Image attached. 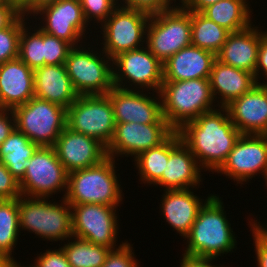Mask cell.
Returning <instances> with one entry per match:
<instances>
[{
	"mask_svg": "<svg viewBox=\"0 0 267 267\" xmlns=\"http://www.w3.org/2000/svg\"><path fill=\"white\" fill-rule=\"evenodd\" d=\"M177 132L196 157L199 166L212 173L226 161L241 136L226 107L201 114L193 121L186 122Z\"/></svg>",
	"mask_w": 267,
	"mask_h": 267,
	"instance_id": "1",
	"label": "cell"
},
{
	"mask_svg": "<svg viewBox=\"0 0 267 267\" xmlns=\"http://www.w3.org/2000/svg\"><path fill=\"white\" fill-rule=\"evenodd\" d=\"M224 207L216 194L204 203L190 233L185 237L187 245L183 255L217 259L221 254L233 252L237 241Z\"/></svg>",
	"mask_w": 267,
	"mask_h": 267,
	"instance_id": "2",
	"label": "cell"
},
{
	"mask_svg": "<svg viewBox=\"0 0 267 267\" xmlns=\"http://www.w3.org/2000/svg\"><path fill=\"white\" fill-rule=\"evenodd\" d=\"M160 96L162 115L174 131L218 106L209 79L163 81Z\"/></svg>",
	"mask_w": 267,
	"mask_h": 267,
	"instance_id": "3",
	"label": "cell"
},
{
	"mask_svg": "<svg viewBox=\"0 0 267 267\" xmlns=\"http://www.w3.org/2000/svg\"><path fill=\"white\" fill-rule=\"evenodd\" d=\"M115 161L107 157L97 165L69 173L64 199L70 205L94 203L119 206L124 193L115 171Z\"/></svg>",
	"mask_w": 267,
	"mask_h": 267,
	"instance_id": "4",
	"label": "cell"
},
{
	"mask_svg": "<svg viewBox=\"0 0 267 267\" xmlns=\"http://www.w3.org/2000/svg\"><path fill=\"white\" fill-rule=\"evenodd\" d=\"M50 198H18L19 229L43 240L66 241L73 236L71 205L62 197L60 204Z\"/></svg>",
	"mask_w": 267,
	"mask_h": 267,
	"instance_id": "5",
	"label": "cell"
},
{
	"mask_svg": "<svg viewBox=\"0 0 267 267\" xmlns=\"http://www.w3.org/2000/svg\"><path fill=\"white\" fill-rule=\"evenodd\" d=\"M145 45L162 64L182 48L190 46L191 11L177 3L168 10L152 14Z\"/></svg>",
	"mask_w": 267,
	"mask_h": 267,
	"instance_id": "6",
	"label": "cell"
},
{
	"mask_svg": "<svg viewBox=\"0 0 267 267\" xmlns=\"http://www.w3.org/2000/svg\"><path fill=\"white\" fill-rule=\"evenodd\" d=\"M87 48L79 45L70 50L66 71L79 95H106L114 87L113 60L101 48L100 54L91 45Z\"/></svg>",
	"mask_w": 267,
	"mask_h": 267,
	"instance_id": "7",
	"label": "cell"
},
{
	"mask_svg": "<svg viewBox=\"0 0 267 267\" xmlns=\"http://www.w3.org/2000/svg\"><path fill=\"white\" fill-rule=\"evenodd\" d=\"M13 111L16 128L40 147H54L66 128L67 109L35 96Z\"/></svg>",
	"mask_w": 267,
	"mask_h": 267,
	"instance_id": "8",
	"label": "cell"
},
{
	"mask_svg": "<svg viewBox=\"0 0 267 267\" xmlns=\"http://www.w3.org/2000/svg\"><path fill=\"white\" fill-rule=\"evenodd\" d=\"M115 125L113 106L107 95H79L67 109L66 127L100 141L106 148Z\"/></svg>",
	"mask_w": 267,
	"mask_h": 267,
	"instance_id": "9",
	"label": "cell"
},
{
	"mask_svg": "<svg viewBox=\"0 0 267 267\" xmlns=\"http://www.w3.org/2000/svg\"><path fill=\"white\" fill-rule=\"evenodd\" d=\"M151 15L136 9L118 6L99 27L102 51L112 60L121 53L143 47Z\"/></svg>",
	"mask_w": 267,
	"mask_h": 267,
	"instance_id": "10",
	"label": "cell"
},
{
	"mask_svg": "<svg viewBox=\"0 0 267 267\" xmlns=\"http://www.w3.org/2000/svg\"><path fill=\"white\" fill-rule=\"evenodd\" d=\"M162 83L163 64L146 45L121 53L113 59V84L115 87L134 90L140 88V90L145 89L147 92L152 90L157 93L160 92Z\"/></svg>",
	"mask_w": 267,
	"mask_h": 267,
	"instance_id": "11",
	"label": "cell"
},
{
	"mask_svg": "<svg viewBox=\"0 0 267 267\" xmlns=\"http://www.w3.org/2000/svg\"><path fill=\"white\" fill-rule=\"evenodd\" d=\"M68 173L54 147H38L30 158L24 177L19 181L22 196L49 198L67 191Z\"/></svg>",
	"mask_w": 267,
	"mask_h": 267,
	"instance_id": "12",
	"label": "cell"
},
{
	"mask_svg": "<svg viewBox=\"0 0 267 267\" xmlns=\"http://www.w3.org/2000/svg\"><path fill=\"white\" fill-rule=\"evenodd\" d=\"M117 207L94 203L71 205L73 236L112 250L120 248L126 241L117 247Z\"/></svg>",
	"mask_w": 267,
	"mask_h": 267,
	"instance_id": "13",
	"label": "cell"
},
{
	"mask_svg": "<svg viewBox=\"0 0 267 267\" xmlns=\"http://www.w3.org/2000/svg\"><path fill=\"white\" fill-rule=\"evenodd\" d=\"M237 184L249 182V179L267 176V135L241 134L230 151L226 161L216 171Z\"/></svg>",
	"mask_w": 267,
	"mask_h": 267,
	"instance_id": "14",
	"label": "cell"
},
{
	"mask_svg": "<svg viewBox=\"0 0 267 267\" xmlns=\"http://www.w3.org/2000/svg\"><path fill=\"white\" fill-rule=\"evenodd\" d=\"M35 15L43 17L42 24L38 27L40 30L68 42L73 47L82 45L80 43H84L82 41L87 37L85 33L89 28L80 0H58L40 8L33 18H36Z\"/></svg>",
	"mask_w": 267,
	"mask_h": 267,
	"instance_id": "15",
	"label": "cell"
},
{
	"mask_svg": "<svg viewBox=\"0 0 267 267\" xmlns=\"http://www.w3.org/2000/svg\"><path fill=\"white\" fill-rule=\"evenodd\" d=\"M174 130L168 123H116L111 142L107 146V156L124 158L134 156L163 143Z\"/></svg>",
	"mask_w": 267,
	"mask_h": 267,
	"instance_id": "16",
	"label": "cell"
},
{
	"mask_svg": "<svg viewBox=\"0 0 267 267\" xmlns=\"http://www.w3.org/2000/svg\"><path fill=\"white\" fill-rule=\"evenodd\" d=\"M145 91L113 87L106 95L110 98L116 123H167L162 115L160 92L155 97Z\"/></svg>",
	"mask_w": 267,
	"mask_h": 267,
	"instance_id": "17",
	"label": "cell"
},
{
	"mask_svg": "<svg viewBox=\"0 0 267 267\" xmlns=\"http://www.w3.org/2000/svg\"><path fill=\"white\" fill-rule=\"evenodd\" d=\"M54 148L68 174L97 165L108 157L100 141L68 127L60 133Z\"/></svg>",
	"mask_w": 267,
	"mask_h": 267,
	"instance_id": "18",
	"label": "cell"
},
{
	"mask_svg": "<svg viewBox=\"0 0 267 267\" xmlns=\"http://www.w3.org/2000/svg\"><path fill=\"white\" fill-rule=\"evenodd\" d=\"M203 170L196 157L182 142L177 131L170 135V155L161 179L155 184L164 190L194 189L202 183Z\"/></svg>",
	"mask_w": 267,
	"mask_h": 267,
	"instance_id": "19",
	"label": "cell"
},
{
	"mask_svg": "<svg viewBox=\"0 0 267 267\" xmlns=\"http://www.w3.org/2000/svg\"><path fill=\"white\" fill-rule=\"evenodd\" d=\"M226 108L241 134L267 135V85L256 84Z\"/></svg>",
	"mask_w": 267,
	"mask_h": 267,
	"instance_id": "20",
	"label": "cell"
},
{
	"mask_svg": "<svg viewBox=\"0 0 267 267\" xmlns=\"http://www.w3.org/2000/svg\"><path fill=\"white\" fill-rule=\"evenodd\" d=\"M34 95V70L16 58L0 64V109H14Z\"/></svg>",
	"mask_w": 267,
	"mask_h": 267,
	"instance_id": "21",
	"label": "cell"
},
{
	"mask_svg": "<svg viewBox=\"0 0 267 267\" xmlns=\"http://www.w3.org/2000/svg\"><path fill=\"white\" fill-rule=\"evenodd\" d=\"M192 189L164 190L162 195L160 211L166 222L185 238L195 222L200 208L213 195L205 199L194 195ZM203 200V201H202Z\"/></svg>",
	"mask_w": 267,
	"mask_h": 267,
	"instance_id": "22",
	"label": "cell"
},
{
	"mask_svg": "<svg viewBox=\"0 0 267 267\" xmlns=\"http://www.w3.org/2000/svg\"><path fill=\"white\" fill-rule=\"evenodd\" d=\"M216 55L190 45L163 63V81L209 79Z\"/></svg>",
	"mask_w": 267,
	"mask_h": 267,
	"instance_id": "23",
	"label": "cell"
},
{
	"mask_svg": "<svg viewBox=\"0 0 267 267\" xmlns=\"http://www.w3.org/2000/svg\"><path fill=\"white\" fill-rule=\"evenodd\" d=\"M253 26L231 32L216 58L223 64L248 71L255 76L261 28Z\"/></svg>",
	"mask_w": 267,
	"mask_h": 267,
	"instance_id": "24",
	"label": "cell"
},
{
	"mask_svg": "<svg viewBox=\"0 0 267 267\" xmlns=\"http://www.w3.org/2000/svg\"><path fill=\"white\" fill-rule=\"evenodd\" d=\"M34 95L68 109L79 97L65 64L44 65L34 70Z\"/></svg>",
	"mask_w": 267,
	"mask_h": 267,
	"instance_id": "25",
	"label": "cell"
},
{
	"mask_svg": "<svg viewBox=\"0 0 267 267\" xmlns=\"http://www.w3.org/2000/svg\"><path fill=\"white\" fill-rule=\"evenodd\" d=\"M209 82L218 107H226L257 84L254 74L223 64L217 59L213 63Z\"/></svg>",
	"mask_w": 267,
	"mask_h": 267,
	"instance_id": "26",
	"label": "cell"
},
{
	"mask_svg": "<svg viewBox=\"0 0 267 267\" xmlns=\"http://www.w3.org/2000/svg\"><path fill=\"white\" fill-rule=\"evenodd\" d=\"M39 146L17 128L0 145V162L20 181Z\"/></svg>",
	"mask_w": 267,
	"mask_h": 267,
	"instance_id": "27",
	"label": "cell"
},
{
	"mask_svg": "<svg viewBox=\"0 0 267 267\" xmlns=\"http://www.w3.org/2000/svg\"><path fill=\"white\" fill-rule=\"evenodd\" d=\"M249 0H220L201 13L230 32H238L252 25Z\"/></svg>",
	"mask_w": 267,
	"mask_h": 267,
	"instance_id": "28",
	"label": "cell"
},
{
	"mask_svg": "<svg viewBox=\"0 0 267 267\" xmlns=\"http://www.w3.org/2000/svg\"><path fill=\"white\" fill-rule=\"evenodd\" d=\"M230 33L201 12L191 11V45L217 55Z\"/></svg>",
	"mask_w": 267,
	"mask_h": 267,
	"instance_id": "29",
	"label": "cell"
},
{
	"mask_svg": "<svg viewBox=\"0 0 267 267\" xmlns=\"http://www.w3.org/2000/svg\"><path fill=\"white\" fill-rule=\"evenodd\" d=\"M71 240V242H70ZM61 246L71 267H102L112 249L72 236Z\"/></svg>",
	"mask_w": 267,
	"mask_h": 267,
	"instance_id": "30",
	"label": "cell"
},
{
	"mask_svg": "<svg viewBox=\"0 0 267 267\" xmlns=\"http://www.w3.org/2000/svg\"><path fill=\"white\" fill-rule=\"evenodd\" d=\"M170 155V136L159 146L138 154L133 160L144 185H155L162 177Z\"/></svg>",
	"mask_w": 267,
	"mask_h": 267,
	"instance_id": "31",
	"label": "cell"
},
{
	"mask_svg": "<svg viewBox=\"0 0 267 267\" xmlns=\"http://www.w3.org/2000/svg\"><path fill=\"white\" fill-rule=\"evenodd\" d=\"M19 211L18 199L0 200V250L13 258L14 248L18 242Z\"/></svg>",
	"mask_w": 267,
	"mask_h": 267,
	"instance_id": "32",
	"label": "cell"
},
{
	"mask_svg": "<svg viewBox=\"0 0 267 267\" xmlns=\"http://www.w3.org/2000/svg\"><path fill=\"white\" fill-rule=\"evenodd\" d=\"M18 58L32 70L44 66V32L42 30L36 28L31 32L28 25L23 26L19 37Z\"/></svg>",
	"mask_w": 267,
	"mask_h": 267,
	"instance_id": "33",
	"label": "cell"
},
{
	"mask_svg": "<svg viewBox=\"0 0 267 267\" xmlns=\"http://www.w3.org/2000/svg\"><path fill=\"white\" fill-rule=\"evenodd\" d=\"M27 19L29 17L20 15L9 27L0 29V64L18 58L21 30L25 24H30Z\"/></svg>",
	"mask_w": 267,
	"mask_h": 267,
	"instance_id": "34",
	"label": "cell"
},
{
	"mask_svg": "<svg viewBox=\"0 0 267 267\" xmlns=\"http://www.w3.org/2000/svg\"><path fill=\"white\" fill-rule=\"evenodd\" d=\"M85 21L90 24L96 21L101 25L119 6L118 0H80Z\"/></svg>",
	"mask_w": 267,
	"mask_h": 267,
	"instance_id": "35",
	"label": "cell"
},
{
	"mask_svg": "<svg viewBox=\"0 0 267 267\" xmlns=\"http://www.w3.org/2000/svg\"><path fill=\"white\" fill-rule=\"evenodd\" d=\"M73 48L68 42L44 32V65H62Z\"/></svg>",
	"mask_w": 267,
	"mask_h": 267,
	"instance_id": "36",
	"label": "cell"
},
{
	"mask_svg": "<svg viewBox=\"0 0 267 267\" xmlns=\"http://www.w3.org/2000/svg\"><path fill=\"white\" fill-rule=\"evenodd\" d=\"M133 247L126 241L120 248L111 250L102 267H140Z\"/></svg>",
	"mask_w": 267,
	"mask_h": 267,
	"instance_id": "37",
	"label": "cell"
},
{
	"mask_svg": "<svg viewBox=\"0 0 267 267\" xmlns=\"http://www.w3.org/2000/svg\"><path fill=\"white\" fill-rule=\"evenodd\" d=\"M118 5L152 15L172 8L175 3L173 4V0H118Z\"/></svg>",
	"mask_w": 267,
	"mask_h": 267,
	"instance_id": "38",
	"label": "cell"
},
{
	"mask_svg": "<svg viewBox=\"0 0 267 267\" xmlns=\"http://www.w3.org/2000/svg\"><path fill=\"white\" fill-rule=\"evenodd\" d=\"M21 195L19 181L0 162V200L18 199Z\"/></svg>",
	"mask_w": 267,
	"mask_h": 267,
	"instance_id": "39",
	"label": "cell"
},
{
	"mask_svg": "<svg viewBox=\"0 0 267 267\" xmlns=\"http://www.w3.org/2000/svg\"><path fill=\"white\" fill-rule=\"evenodd\" d=\"M36 257L35 267H71L61 247L58 249H46V252Z\"/></svg>",
	"mask_w": 267,
	"mask_h": 267,
	"instance_id": "40",
	"label": "cell"
},
{
	"mask_svg": "<svg viewBox=\"0 0 267 267\" xmlns=\"http://www.w3.org/2000/svg\"><path fill=\"white\" fill-rule=\"evenodd\" d=\"M260 75H262V77L264 76L267 81V31L266 30L263 32L261 30V41L258 49L255 79L257 84L267 85V82H265L264 80L262 81V83L259 82V80L261 79Z\"/></svg>",
	"mask_w": 267,
	"mask_h": 267,
	"instance_id": "41",
	"label": "cell"
},
{
	"mask_svg": "<svg viewBox=\"0 0 267 267\" xmlns=\"http://www.w3.org/2000/svg\"><path fill=\"white\" fill-rule=\"evenodd\" d=\"M16 128L15 113L12 109H0V145Z\"/></svg>",
	"mask_w": 267,
	"mask_h": 267,
	"instance_id": "42",
	"label": "cell"
},
{
	"mask_svg": "<svg viewBox=\"0 0 267 267\" xmlns=\"http://www.w3.org/2000/svg\"><path fill=\"white\" fill-rule=\"evenodd\" d=\"M249 223L254 240L257 267H267V241L252 227V222L249 221Z\"/></svg>",
	"mask_w": 267,
	"mask_h": 267,
	"instance_id": "43",
	"label": "cell"
},
{
	"mask_svg": "<svg viewBox=\"0 0 267 267\" xmlns=\"http://www.w3.org/2000/svg\"><path fill=\"white\" fill-rule=\"evenodd\" d=\"M180 262V267H224L212 265L216 258H207V257H195V256H186L182 255Z\"/></svg>",
	"mask_w": 267,
	"mask_h": 267,
	"instance_id": "44",
	"label": "cell"
},
{
	"mask_svg": "<svg viewBox=\"0 0 267 267\" xmlns=\"http://www.w3.org/2000/svg\"><path fill=\"white\" fill-rule=\"evenodd\" d=\"M8 3L19 15H34V0H8Z\"/></svg>",
	"mask_w": 267,
	"mask_h": 267,
	"instance_id": "45",
	"label": "cell"
},
{
	"mask_svg": "<svg viewBox=\"0 0 267 267\" xmlns=\"http://www.w3.org/2000/svg\"><path fill=\"white\" fill-rule=\"evenodd\" d=\"M20 15L9 5H0V29L9 27Z\"/></svg>",
	"mask_w": 267,
	"mask_h": 267,
	"instance_id": "46",
	"label": "cell"
},
{
	"mask_svg": "<svg viewBox=\"0 0 267 267\" xmlns=\"http://www.w3.org/2000/svg\"><path fill=\"white\" fill-rule=\"evenodd\" d=\"M220 0H183L181 4L192 12H202L205 8Z\"/></svg>",
	"mask_w": 267,
	"mask_h": 267,
	"instance_id": "47",
	"label": "cell"
},
{
	"mask_svg": "<svg viewBox=\"0 0 267 267\" xmlns=\"http://www.w3.org/2000/svg\"><path fill=\"white\" fill-rule=\"evenodd\" d=\"M252 227L267 241V223L265 225L260 224V222H256L257 220L251 219Z\"/></svg>",
	"mask_w": 267,
	"mask_h": 267,
	"instance_id": "48",
	"label": "cell"
},
{
	"mask_svg": "<svg viewBox=\"0 0 267 267\" xmlns=\"http://www.w3.org/2000/svg\"><path fill=\"white\" fill-rule=\"evenodd\" d=\"M13 259L10 255L0 250V267H10Z\"/></svg>",
	"mask_w": 267,
	"mask_h": 267,
	"instance_id": "49",
	"label": "cell"
},
{
	"mask_svg": "<svg viewBox=\"0 0 267 267\" xmlns=\"http://www.w3.org/2000/svg\"><path fill=\"white\" fill-rule=\"evenodd\" d=\"M58 0H34V13L38 11L40 8L55 3Z\"/></svg>",
	"mask_w": 267,
	"mask_h": 267,
	"instance_id": "50",
	"label": "cell"
},
{
	"mask_svg": "<svg viewBox=\"0 0 267 267\" xmlns=\"http://www.w3.org/2000/svg\"><path fill=\"white\" fill-rule=\"evenodd\" d=\"M10 267H26V266H22L20 263H18L15 259H13V262L11 264ZM28 267V266H27ZM29 267H35L34 264L33 265H30Z\"/></svg>",
	"mask_w": 267,
	"mask_h": 267,
	"instance_id": "51",
	"label": "cell"
},
{
	"mask_svg": "<svg viewBox=\"0 0 267 267\" xmlns=\"http://www.w3.org/2000/svg\"><path fill=\"white\" fill-rule=\"evenodd\" d=\"M7 4H9L8 0H0V5H7Z\"/></svg>",
	"mask_w": 267,
	"mask_h": 267,
	"instance_id": "52",
	"label": "cell"
},
{
	"mask_svg": "<svg viewBox=\"0 0 267 267\" xmlns=\"http://www.w3.org/2000/svg\"><path fill=\"white\" fill-rule=\"evenodd\" d=\"M266 183H265V185L267 186V176H266V178H265V180H264Z\"/></svg>",
	"mask_w": 267,
	"mask_h": 267,
	"instance_id": "53",
	"label": "cell"
}]
</instances>
